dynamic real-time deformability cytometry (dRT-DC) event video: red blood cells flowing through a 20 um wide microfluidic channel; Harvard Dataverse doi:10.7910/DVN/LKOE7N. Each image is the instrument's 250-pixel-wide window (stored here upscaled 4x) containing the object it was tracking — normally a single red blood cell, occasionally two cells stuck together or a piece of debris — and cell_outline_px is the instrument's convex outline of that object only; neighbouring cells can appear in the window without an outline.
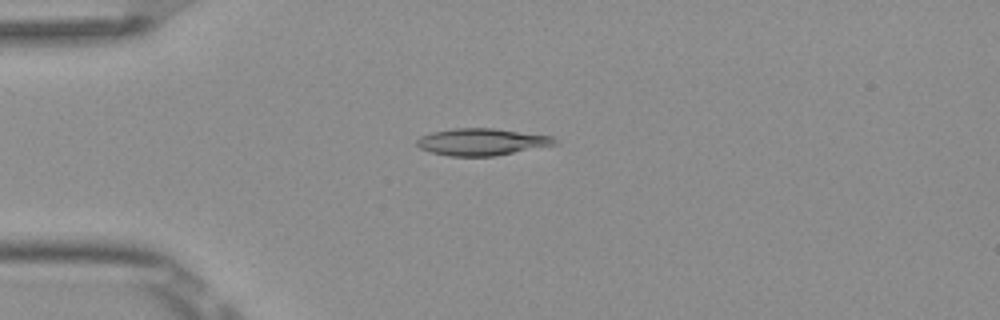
{"species": "Egyptian fruit bat (a non-hibernating species)", "species_latin": "Rousettus aegyptiacus", "temperature_condition": "room temperature", "stored_images_in_passage": 40, "camera_frame_rate_fps": 3000, "um_per_image_px": 0.085, "frame": {"image": 1, "passage_image": 1, "time_ms": 0.0, "image_size_px": [1000, 320], "cell_outline_px": [[556, 144], [496, 156], [448, 156], [432, 152], [420, 148], [416, 144], [416, 140], [420, 136], [432, 132], [452, 128], [496, 128], [552, 136], [556, 140]], "centroid_in_image_um": [40.92, 12.05], "position_along_channel_um": 44.1, "area_um2": 21.68}}
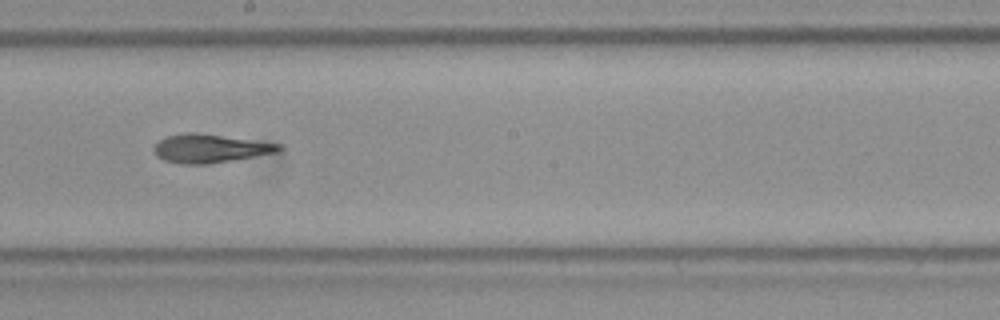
{"frame": {"image": 2, "passage_image": 17, "time_ms": 5.333, "image_size_px": [1000, 320], "cell_outline_px": [[284, 148], [280, 152], [208, 164], [180, 164], [164, 160], [156, 156], [152, 148], [160, 140], [168, 136], [188, 132], [196, 132], [280, 144]], "centroid_in_image_um": [17.85, 12.62], "position_along_channel_um": 230.4, "area_um2": 20.69}}
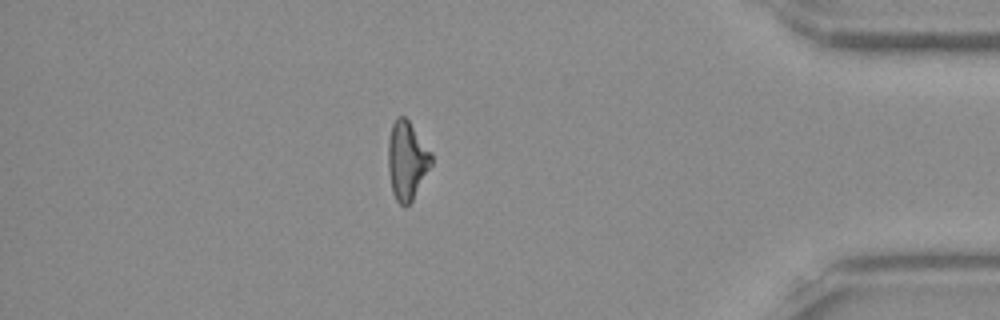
{"frame": {"image": 3, "passage_image": 33, "time_ms": 10.667, "image_size_px": [1000, 320], "cell_outline_px": [[432, 164], [412, 200], [404, 208], [396, 200], [392, 192], [388, 168], [388, 140], [392, 124], [396, 116], [404, 116], [408, 120], [432, 152]], "centroid_in_image_um": [34.58, 13.63], "position_along_channel_um": 400.6, "area_um2": 19.77}, "authors_computed_cell_mechanics": {"area_um2": 20.3456, "velocity_mm_per_s": 3.8983, "shape_relaxation_time_tau1_ms": 5.513, "shape_relaxation_time_tau2_ms": 5.0072, "deformation_change_tau1": 0.1829, "deformation_change_tau2": 0.1307}}